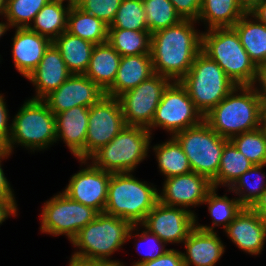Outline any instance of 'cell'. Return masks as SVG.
<instances>
[{
  "label": "cell",
  "instance_id": "obj_1",
  "mask_svg": "<svg viewBox=\"0 0 266 266\" xmlns=\"http://www.w3.org/2000/svg\"><path fill=\"white\" fill-rule=\"evenodd\" d=\"M197 21L183 19L151 34L150 54L154 74L180 81L201 52L202 32Z\"/></svg>",
  "mask_w": 266,
  "mask_h": 266
},
{
  "label": "cell",
  "instance_id": "obj_2",
  "mask_svg": "<svg viewBox=\"0 0 266 266\" xmlns=\"http://www.w3.org/2000/svg\"><path fill=\"white\" fill-rule=\"evenodd\" d=\"M261 100L251 86H236L206 115L204 121L223 138L260 127Z\"/></svg>",
  "mask_w": 266,
  "mask_h": 266
},
{
  "label": "cell",
  "instance_id": "obj_3",
  "mask_svg": "<svg viewBox=\"0 0 266 266\" xmlns=\"http://www.w3.org/2000/svg\"><path fill=\"white\" fill-rule=\"evenodd\" d=\"M156 185L130 173H112L104 213L141 224L159 201Z\"/></svg>",
  "mask_w": 266,
  "mask_h": 266
},
{
  "label": "cell",
  "instance_id": "obj_4",
  "mask_svg": "<svg viewBox=\"0 0 266 266\" xmlns=\"http://www.w3.org/2000/svg\"><path fill=\"white\" fill-rule=\"evenodd\" d=\"M131 227L132 224L127 220L100 213L71 240L70 243L76 249L71 256L86 260L114 261L127 266L124 262L111 258L127 242Z\"/></svg>",
  "mask_w": 266,
  "mask_h": 266
},
{
  "label": "cell",
  "instance_id": "obj_5",
  "mask_svg": "<svg viewBox=\"0 0 266 266\" xmlns=\"http://www.w3.org/2000/svg\"><path fill=\"white\" fill-rule=\"evenodd\" d=\"M11 120L7 148L12 154L16 146L35 153L59 143L56 141L55 114L42 99H26Z\"/></svg>",
  "mask_w": 266,
  "mask_h": 266
},
{
  "label": "cell",
  "instance_id": "obj_6",
  "mask_svg": "<svg viewBox=\"0 0 266 266\" xmlns=\"http://www.w3.org/2000/svg\"><path fill=\"white\" fill-rule=\"evenodd\" d=\"M201 32V51L215 61L237 86H251L257 67L242 46L236 31L232 27H225Z\"/></svg>",
  "mask_w": 266,
  "mask_h": 266
},
{
  "label": "cell",
  "instance_id": "obj_7",
  "mask_svg": "<svg viewBox=\"0 0 266 266\" xmlns=\"http://www.w3.org/2000/svg\"><path fill=\"white\" fill-rule=\"evenodd\" d=\"M152 134L145 127L125 126L112 141L96 151L89 160L110 173H130L150 155Z\"/></svg>",
  "mask_w": 266,
  "mask_h": 266
},
{
  "label": "cell",
  "instance_id": "obj_8",
  "mask_svg": "<svg viewBox=\"0 0 266 266\" xmlns=\"http://www.w3.org/2000/svg\"><path fill=\"white\" fill-rule=\"evenodd\" d=\"M179 82L203 116L237 86L223 69L202 51Z\"/></svg>",
  "mask_w": 266,
  "mask_h": 266
},
{
  "label": "cell",
  "instance_id": "obj_9",
  "mask_svg": "<svg viewBox=\"0 0 266 266\" xmlns=\"http://www.w3.org/2000/svg\"><path fill=\"white\" fill-rule=\"evenodd\" d=\"M173 137L186 154L192 172L212 181L217 176L223 148L229 139L218 135L204 120Z\"/></svg>",
  "mask_w": 266,
  "mask_h": 266
},
{
  "label": "cell",
  "instance_id": "obj_10",
  "mask_svg": "<svg viewBox=\"0 0 266 266\" xmlns=\"http://www.w3.org/2000/svg\"><path fill=\"white\" fill-rule=\"evenodd\" d=\"M40 233L62 236L71 240L100 214L97 210L72 200L63 191L58 192L42 206Z\"/></svg>",
  "mask_w": 266,
  "mask_h": 266
},
{
  "label": "cell",
  "instance_id": "obj_11",
  "mask_svg": "<svg viewBox=\"0 0 266 266\" xmlns=\"http://www.w3.org/2000/svg\"><path fill=\"white\" fill-rule=\"evenodd\" d=\"M204 120L202 113L195 107L187 90L179 81H173L164 91L154 118L147 130L158 127L173 137L187 128L196 126Z\"/></svg>",
  "mask_w": 266,
  "mask_h": 266
},
{
  "label": "cell",
  "instance_id": "obj_12",
  "mask_svg": "<svg viewBox=\"0 0 266 266\" xmlns=\"http://www.w3.org/2000/svg\"><path fill=\"white\" fill-rule=\"evenodd\" d=\"M172 82L165 76L154 74L136 88L121 94L118 99L126 125L148 128L164 91Z\"/></svg>",
  "mask_w": 266,
  "mask_h": 266
},
{
  "label": "cell",
  "instance_id": "obj_13",
  "mask_svg": "<svg viewBox=\"0 0 266 266\" xmlns=\"http://www.w3.org/2000/svg\"><path fill=\"white\" fill-rule=\"evenodd\" d=\"M126 126L118 98L104 95L89 109L85 159L108 144Z\"/></svg>",
  "mask_w": 266,
  "mask_h": 266
},
{
  "label": "cell",
  "instance_id": "obj_14",
  "mask_svg": "<svg viewBox=\"0 0 266 266\" xmlns=\"http://www.w3.org/2000/svg\"><path fill=\"white\" fill-rule=\"evenodd\" d=\"M78 161L80 170L70 177L62 191L72 200L104 213L112 173L97 168L89 159Z\"/></svg>",
  "mask_w": 266,
  "mask_h": 266
},
{
  "label": "cell",
  "instance_id": "obj_15",
  "mask_svg": "<svg viewBox=\"0 0 266 266\" xmlns=\"http://www.w3.org/2000/svg\"><path fill=\"white\" fill-rule=\"evenodd\" d=\"M141 225L167 245H178L195 227V214L186 208L168 206L158 201Z\"/></svg>",
  "mask_w": 266,
  "mask_h": 266
},
{
  "label": "cell",
  "instance_id": "obj_16",
  "mask_svg": "<svg viewBox=\"0 0 266 266\" xmlns=\"http://www.w3.org/2000/svg\"><path fill=\"white\" fill-rule=\"evenodd\" d=\"M163 180V188L158 190L159 201L168 206L186 208L195 215L197 213L191 208L199 207L213 188L207 177L195 172Z\"/></svg>",
  "mask_w": 266,
  "mask_h": 266
},
{
  "label": "cell",
  "instance_id": "obj_17",
  "mask_svg": "<svg viewBox=\"0 0 266 266\" xmlns=\"http://www.w3.org/2000/svg\"><path fill=\"white\" fill-rule=\"evenodd\" d=\"M105 92L85 74H72L59 88L42 100L56 115L75 106L91 107Z\"/></svg>",
  "mask_w": 266,
  "mask_h": 266
},
{
  "label": "cell",
  "instance_id": "obj_18",
  "mask_svg": "<svg viewBox=\"0 0 266 266\" xmlns=\"http://www.w3.org/2000/svg\"><path fill=\"white\" fill-rule=\"evenodd\" d=\"M223 232L239 250L258 256L265 247L266 219L251 208L244 207Z\"/></svg>",
  "mask_w": 266,
  "mask_h": 266
},
{
  "label": "cell",
  "instance_id": "obj_19",
  "mask_svg": "<svg viewBox=\"0 0 266 266\" xmlns=\"http://www.w3.org/2000/svg\"><path fill=\"white\" fill-rule=\"evenodd\" d=\"M71 75L59 49L52 42L39 65L26 78L35 87V94L30 98L43 99L59 88Z\"/></svg>",
  "mask_w": 266,
  "mask_h": 266
},
{
  "label": "cell",
  "instance_id": "obj_20",
  "mask_svg": "<svg viewBox=\"0 0 266 266\" xmlns=\"http://www.w3.org/2000/svg\"><path fill=\"white\" fill-rule=\"evenodd\" d=\"M89 109L75 106L55 115L56 141H63L78 160L85 159Z\"/></svg>",
  "mask_w": 266,
  "mask_h": 266
},
{
  "label": "cell",
  "instance_id": "obj_21",
  "mask_svg": "<svg viewBox=\"0 0 266 266\" xmlns=\"http://www.w3.org/2000/svg\"><path fill=\"white\" fill-rule=\"evenodd\" d=\"M11 39L14 66L21 76L27 78L39 65L52 41L28 27L15 28L14 36Z\"/></svg>",
  "mask_w": 266,
  "mask_h": 266
},
{
  "label": "cell",
  "instance_id": "obj_22",
  "mask_svg": "<svg viewBox=\"0 0 266 266\" xmlns=\"http://www.w3.org/2000/svg\"><path fill=\"white\" fill-rule=\"evenodd\" d=\"M217 232L204 231L196 226L191 230L182 243L184 266H216L226 248Z\"/></svg>",
  "mask_w": 266,
  "mask_h": 266
},
{
  "label": "cell",
  "instance_id": "obj_23",
  "mask_svg": "<svg viewBox=\"0 0 266 266\" xmlns=\"http://www.w3.org/2000/svg\"><path fill=\"white\" fill-rule=\"evenodd\" d=\"M154 75L151 54L123 56L113 84L105 95L118 98Z\"/></svg>",
  "mask_w": 266,
  "mask_h": 266
},
{
  "label": "cell",
  "instance_id": "obj_24",
  "mask_svg": "<svg viewBox=\"0 0 266 266\" xmlns=\"http://www.w3.org/2000/svg\"><path fill=\"white\" fill-rule=\"evenodd\" d=\"M121 58L108 42L96 44L84 74L105 92L115 80Z\"/></svg>",
  "mask_w": 266,
  "mask_h": 266
},
{
  "label": "cell",
  "instance_id": "obj_25",
  "mask_svg": "<svg viewBox=\"0 0 266 266\" xmlns=\"http://www.w3.org/2000/svg\"><path fill=\"white\" fill-rule=\"evenodd\" d=\"M240 42L257 67L266 63V25L250 13H245L232 27Z\"/></svg>",
  "mask_w": 266,
  "mask_h": 266
},
{
  "label": "cell",
  "instance_id": "obj_26",
  "mask_svg": "<svg viewBox=\"0 0 266 266\" xmlns=\"http://www.w3.org/2000/svg\"><path fill=\"white\" fill-rule=\"evenodd\" d=\"M234 197L229 198L226 193L219 196L218 188L213 187L202 202V205H207L208 207L209 215L212 218V225L200 224L198 216L195 215V226L208 232H216L215 228L221 226L224 231L244 208L237 197Z\"/></svg>",
  "mask_w": 266,
  "mask_h": 266
},
{
  "label": "cell",
  "instance_id": "obj_27",
  "mask_svg": "<svg viewBox=\"0 0 266 266\" xmlns=\"http://www.w3.org/2000/svg\"><path fill=\"white\" fill-rule=\"evenodd\" d=\"M245 13L238 0H201L197 23H204L205 30L233 27Z\"/></svg>",
  "mask_w": 266,
  "mask_h": 266
},
{
  "label": "cell",
  "instance_id": "obj_28",
  "mask_svg": "<svg viewBox=\"0 0 266 266\" xmlns=\"http://www.w3.org/2000/svg\"><path fill=\"white\" fill-rule=\"evenodd\" d=\"M70 8L71 5L65 4L64 1L51 0L36 14L28 28L53 42L63 32L67 31Z\"/></svg>",
  "mask_w": 266,
  "mask_h": 266
},
{
  "label": "cell",
  "instance_id": "obj_29",
  "mask_svg": "<svg viewBox=\"0 0 266 266\" xmlns=\"http://www.w3.org/2000/svg\"><path fill=\"white\" fill-rule=\"evenodd\" d=\"M53 43L59 49L67 69L72 74L86 72L95 44L67 31L57 37Z\"/></svg>",
  "mask_w": 266,
  "mask_h": 266
},
{
  "label": "cell",
  "instance_id": "obj_30",
  "mask_svg": "<svg viewBox=\"0 0 266 266\" xmlns=\"http://www.w3.org/2000/svg\"><path fill=\"white\" fill-rule=\"evenodd\" d=\"M158 163V169L164 179L192 172L188 158L174 137L151 146Z\"/></svg>",
  "mask_w": 266,
  "mask_h": 266
},
{
  "label": "cell",
  "instance_id": "obj_31",
  "mask_svg": "<svg viewBox=\"0 0 266 266\" xmlns=\"http://www.w3.org/2000/svg\"><path fill=\"white\" fill-rule=\"evenodd\" d=\"M67 32L95 45L103 44L107 42L108 25L78 6H71L68 13Z\"/></svg>",
  "mask_w": 266,
  "mask_h": 266
},
{
  "label": "cell",
  "instance_id": "obj_32",
  "mask_svg": "<svg viewBox=\"0 0 266 266\" xmlns=\"http://www.w3.org/2000/svg\"><path fill=\"white\" fill-rule=\"evenodd\" d=\"M253 164L229 140L224 148L217 176L211 181L215 188L229 189Z\"/></svg>",
  "mask_w": 266,
  "mask_h": 266
},
{
  "label": "cell",
  "instance_id": "obj_33",
  "mask_svg": "<svg viewBox=\"0 0 266 266\" xmlns=\"http://www.w3.org/2000/svg\"><path fill=\"white\" fill-rule=\"evenodd\" d=\"M107 42L122 57L150 54L151 33L128 29H108Z\"/></svg>",
  "mask_w": 266,
  "mask_h": 266
},
{
  "label": "cell",
  "instance_id": "obj_34",
  "mask_svg": "<svg viewBox=\"0 0 266 266\" xmlns=\"http://www.w3.org/2000/svg\"><path fill=\"white\" fill-rule=\"evenodd\" d=\"M266 165H253L226 192L236 194L244 207H251L266 189Z\"/></svg>",
  "mask_w": 266,
  "mask_h": 266
},
{
  "label": "cell",
  "instance_id": "obj_35",
  "mask_svg": "<svg viewBox=\"0 0 266 266\" xmlns=\"http://www.w3.org/2000/svg\"><path fill=\"white\" fill-rule=\"evenodd\" d=\"M132 237L134 241H136L134 245L137 252L140 256L141 254L143 255L140 260L138 259V261H134L131 266H138L146 261L155 260L169 250L166 248L167 244L165 242H163L156 234L149 232L141 224L132 225L128 232L127 242L132 240ZM142 246H145V248L143 247V249ZM141 250H145V253H142Z\"/></svg>",
  "mask_w": 266,
  "mask_h": 266
},
{
  "label": "cell",
  "instance_id": "obj_36",
  "mask_svg": "<svg viewBox=\"0 0 266 266\" xmlns=\"http://www.w3.org/2000/svg\"><path fill=\"white\" fill-rule=\"evenodd\" d=\"M142 2L146 14V24L151 34L183 20L170 0H142Z\"/></svg>",
  "mask_w": 266,
  "mask_h": 266
},
{
  "label": "cell",
  "instance_id": "obj_37",
  "mask_svg": "<svg viewBox=\"0 0 266 266\" xmlns=\"http://www.w3.org/2000/svg\"><path fill=\"white\" fill-rule=\"evenodd\" d=\"M230 141L253 165H266V131L259 127L236 135Z\"/></svg>",
  "mask_w": 266,
  "mask_h": 266
},
{
  "label": "cell",
  "instance_id": "obj_38",
  "mask_svg": "<svg viewBox=\"0 0 266 266\" xmlns=\"http://www.w3.org/2000/svg\"><path fill=\"white\" fill-rule=\"evenodd\" d=\"M51 0H5L3 16L12 28H26Z\"/></svg>",
  "mask_w": 266,
  "mask_h": 266
},
{
  "label": "cell",
  "instance_id": "obj_39",
  "mask_svg": "<svg viewBox=\"0 0 266 266\" xmlns=\"http://www.w3.org/2000/svg\"><path fill=\"white\" fill-rule=\"evenodd\" d=\"M108 29L148 31L142 0H122Z\"/></svg>",
  "mask_w": 266,
  "mask_h": 266
},
{
  "label": "cell",
  "instance_id": "obj_40",
  "mask_svg": "<svg viewBox=\"0 0 266 266\" xmlns=\"http://www.w3.org/2000/svg\"><path fill=\"white\" fill-rule=\"evenodd\" d=\"M122 0H83L78 7L101 19L108 26L113 22Z\"/></svg>",
  "mask_w": 266,
  "mask_h": 266
},
{
  "label": "cell",
  "instance_id": "obj_41",
  "mask_svg": "<svg viewBox=\"0 0 266 266\" xmlns=\"http://www.w3.org/2000/svg\"><path fill=\"white\" fill-rule=\"evenodd\" d=\"M182 19L197 21L201 10V0H170Z\"/></svg>",
  "mask_w": 266,
  "mask_h": 266
},
{
  "label": "cell",
  "instance_id": "obj_42",
  "mask_svg": "<svg viewBox=\"0 0 266 266\" xmlns=\"http://www.w3.org/2000/svg\"><path fill=\"white\" fill-rule=\"evenodd\" d=\"M5 96L0 93V146L7 147L11 133L10 112L8 110Z\"/></svg>",
  "mask_w": 266,
  "mask_h": 266
},
{
  "label": "cell",
  "instance_id": "obj_43",
  "mask_svg": "<svg viewBox=\"0 0 266 266\" xmlns=\"http://www.w3.org/2000/svg\"><path fill=\"white\" fill-rule=\"evenodd\" d=\"M138 266H184L182 251L169 248L165 254L157 259L146 261Z\"/></svg>",
  "mask_w": 266,
  "mask_h": 266
},
{
  "label": "cell",
  "instance_id": "obj_44",
  "mask_svg": "<svg viewBox=\"0 0 266 266\" xmlns=\"http://www.w3.org/2000/svg\"><path fill=\"white\" fill-rule=\"evenodd\" d=\"M10 156H12V152L7 147L0 146V198L16 199L14 189L5 176L2 163Z\"/></svg>",
  "mask_w": 266,
  "mask_h": 266
},
{
  "label": "cell",
  "instance_id": "obj_45",
  "mask_svg": "<svg viewBox=\"0 0 266 266\" xmlns=\"http://www.w3.org/2000/svg\"><path fill=\"white\" fill-rule=\"evenodd\" d=\"M251 87L260 100H266V63L257 66L255 79Z\"/></svg>",
  "mask_w": 266,
  "mask_h": 266
},
{
  "label": "cell",
  "instance_id": "obj_46",
  "mask_svg": "<svg viewBox=\"0 0 266 266\" xmlns=\"http://www.w3.org/2000/svg\"><path fill=\"white\" fill-rule=\"evenodd\" d=\"M16 199L0 198V226L10 217L18 215Z\"/></svg>",
  "mask_w": 266,
  "mask_h": 266
},
{
  "label": "cell",
  "instance_id": "obj_47",
  "mask_svg": "<svg viewBox=\"0 0 266 266\" xmlns=\"http://www.w3.org/2000/svg\"><path fill=\"white\" fill-rule=\"evenodd\" d=\"M69 266H121L114 261L86 260L71 256Z\"/></svg>",
  "mask_w": 266,
  "mask_h": 266
},
{
  "label": "cell",
  "instance_id": "obj_48",
  "mask_svg": "<svg viewBox=\"0 0 266 266\" xmlns=\"http://www.w3.org/2000/svg\"><path fill=\"white\" fill-rule=\"evenodd\" d=\"M250 208L262 218L266 219V189Z\"/></svg>",
  "mask_w": 266,
  "mask_h": 266
},
{
  "label": "cell",
  "instance_id": "obj_49",
  "mask_svg": "<svg viewBox=\"0 0 266 266\" xmlns=\"http://www.w3.org/2000/svg\"><path fill=\"white\" fill-rule=\"evenodd\" d=\"M259 22L266 25V0L260 2L252 11L249 12Z\"/></svg>",
  "mask_w": 266,
  "mask_h": 266
},
{
  "label": "cell",
  "instance_id": "obj_50",
  "mask_svg": "<svg viewBox=\"0 0 266 266\" xmlns=\"http://www.w3.org/2000/svg\"><path fill=\"white\" fill-rule=\"evenodd\" d=\"M263 0H238L241 7L246 13L252 11Z\"/></svg>",
  "mask_w": 266,
  "mask_h": 266
},
{
  "label": "cell",
  "instance_id": "obj_51",
  "mask_svg": "<svg viewBox=\"0 0 266 266\" xmlns=\"http://www.w3.org/2000/svg\"><path fill=\"white\" fill-rule=\"evenodd\" d=\"M1 17V21H0V38L3 37L5 35V33L7 34V31H10L12 28V26L10 25V23L6 20V18L3 16V14H0ZM3 17H4V22H3ZM10 29V30H9ZM1 55H0V60H1Z\"/></svg>",
  "mask_w": 266,
  "mask_h": 266
},
{
  "label": "cell",
  "instance_id": "obj_52",
  "mask_svg": "<svg viewBox=\"0 0 266 266\" xmlns=\"http://www.w3.org/2000/svg\"><path fill=\"white\" fill-rule=\"evenodd\" d=\"M260 128L266 131V100H261Z\"/></svg>",
  "mask_w": 266,
  "mask_h": 266
},
{
  "label": "cell",
  "instance_id": "obj_53",
  "mask_svg": "<svg viewBox=\"0 0 266 266\" xmlns=\"http://www.w3.org/2000/svg\"><path fill=\"white\" fill-rule=\"evenodd\" d=\"M5 7V0H0V14L3 13Z\"/></svg>",
  "mask_w": 266,
  "mask_h": 266
},
{
  "label": "cell",
  "instance_id": "obj_54",
  "mask_svg": "<svg viewBox=\"0 0 266 266\" xmlns=\"http://www.w3.org/2000/svg\"><path fill=\"white\" fill-rule=\"evenodd\" d=\"M83 0H73V6H78Z\"/></svg>",
  "mask_w": 266,
  "mask_h": 266
},
{
  "label": "cell",
  "instance_id": "obj_55",
  "mask_svg": "<svg viewBox=\"0 0 266 266\" xmlns=\"http://www.w3.org/2000/svg\"><path fill=\"white\" fill-rule=\"evenodd\" d=\"M58 1H64L68 4H70L71 6H73V0H58Z\"/></svg>",
  "mask_w": 266,
  "mask_h": 266
}]
</instances>
